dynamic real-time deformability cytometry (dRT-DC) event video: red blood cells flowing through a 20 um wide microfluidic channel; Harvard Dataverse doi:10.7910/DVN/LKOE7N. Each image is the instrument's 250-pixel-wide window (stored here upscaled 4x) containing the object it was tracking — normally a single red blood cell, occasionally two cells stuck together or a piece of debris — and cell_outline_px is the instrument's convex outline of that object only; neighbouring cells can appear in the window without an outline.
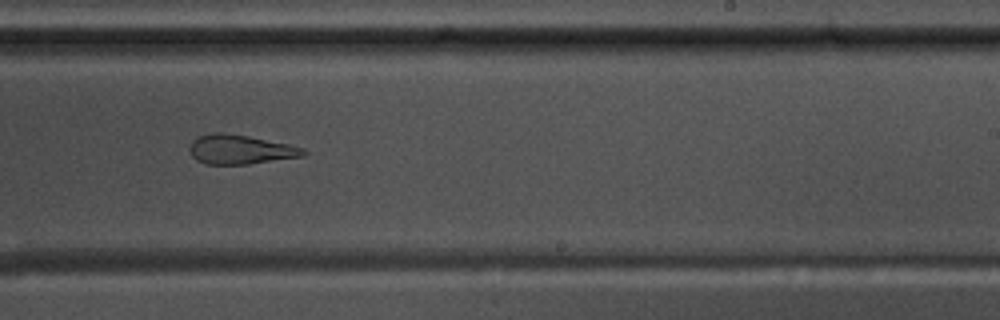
{"species": "common noctule bat (a hibernating species)", "species_latin": "Nyctalus noctula", "temperature_condition": "warm", "stored_images_in_passage": 51, "camera_frame_rate_fps": 3000, "um_per_image_px": 0.085, "animal": {"sex": "male", "body_mass_g": 17.5, "forearm_length_mm": 52.3}, "frame": {"image": 1, "passage_image": 30, "time_ms": 9.667, "image_size_px": [1000, 320], "cell_outline_px": [[308, 152], [304, 156], [248, 164], [204, 164], [196, 160], [192, 156], [188, 148], [192, 140], [200, 136], [212, 132], [220, 132], [248, 136], [288, 144], [304, 148]], "centroid_in_image_um": [20.41, 12.71], "position_along_channel_um": 268.6, "area_um2": 19.48}}
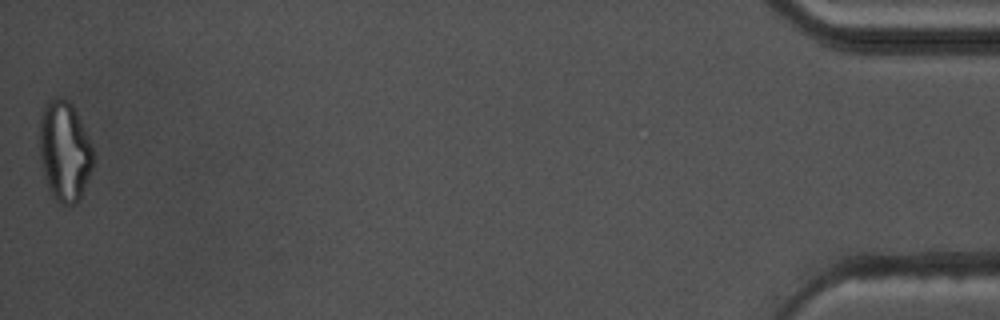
{"frame": {"image": 2, "passage_image": 51, "time_ms": 16.667, "image_size_px": [1000, 320], "cell_outline_px": [[92, 168], [80, 200], [76, 204], [60, 204], [52, 196], [48, 188], [40, 160], [40, 116], [44, 108], [52, 100], [60, 96], [68, 100], [72, 104], [88, 136], [92, 148]], "centroid_in_image_um": [5.48, 12.88], "position_along_channel_um": 429.7, "area_um2": 31.04}, "authors_computed_cell_mechanics": {"area_um2": 22.542, "velocity_mm_per_s": 3.6683, "shape_relaxation_time_tau1_ms": null, "shape_relaxation_time_tau2_ms": 2.9985, "deformation_change_tau1": null, "deformation_change_tau2": 0.1373}}